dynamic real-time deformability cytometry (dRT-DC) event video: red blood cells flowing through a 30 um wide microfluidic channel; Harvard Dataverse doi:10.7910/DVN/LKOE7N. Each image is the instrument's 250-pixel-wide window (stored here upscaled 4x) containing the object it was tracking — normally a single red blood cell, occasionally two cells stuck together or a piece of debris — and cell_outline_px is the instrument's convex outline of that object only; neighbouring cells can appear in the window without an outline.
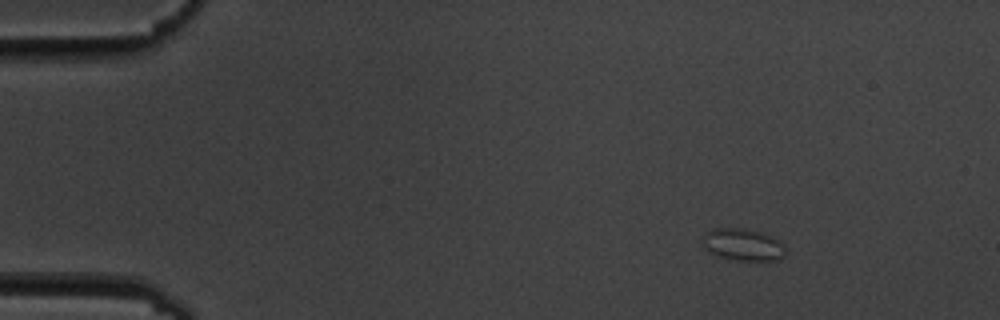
{"species": "common noctule bat (a hibernating species)", "species_latin": "Nyctalus noctula", "temperature_condition": "cold", "stored_images_in_passage": 7, "camera_frame_rate_fps": 3000, "um_per_image_px": 0.085, "animal": {"sex": "male", "body_mass_g": 19.5, "forearm_length_mm": 54.6}, "frame": {"image": 1, "passage_image": 1, "time_ms": 0.0, "image_size_px": [1000, 320], "cell_outline_px": [[784, 256], [780, 260], [736, 260], [720, 256], [708, 252], [704, 248], [700, 240], [704, 232], [712, 228], [744, 228], [764, 232], [780, 240], [784, 244]], "centroid_in_image_um": [63.12, 20.77], "position_along_channel_um": 21.9, "area_um2": 15.9}}
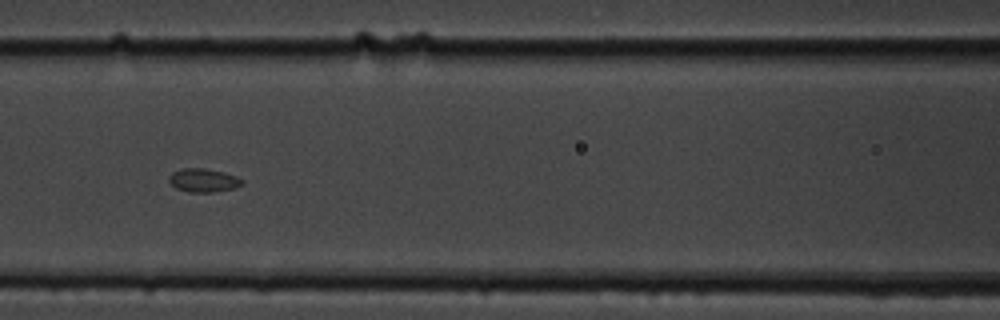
{"frame": {"image": 2, "passage_image": 6, "time_ms": 6.0, "image_size_px": [1000, 320], "cell_outline_px": [[244, 184], [232, 188], [212, 192], [188, 192], [176, 188], [168, 184], [168, 176], [172, 172], [180, 168], [204, 168], [224, 172], [236, 176], [244, 180]], "centroid_in_image_um": [17.24, 15.32], "position_along_channel_um": 149.4, "area_um2": 10.17}}